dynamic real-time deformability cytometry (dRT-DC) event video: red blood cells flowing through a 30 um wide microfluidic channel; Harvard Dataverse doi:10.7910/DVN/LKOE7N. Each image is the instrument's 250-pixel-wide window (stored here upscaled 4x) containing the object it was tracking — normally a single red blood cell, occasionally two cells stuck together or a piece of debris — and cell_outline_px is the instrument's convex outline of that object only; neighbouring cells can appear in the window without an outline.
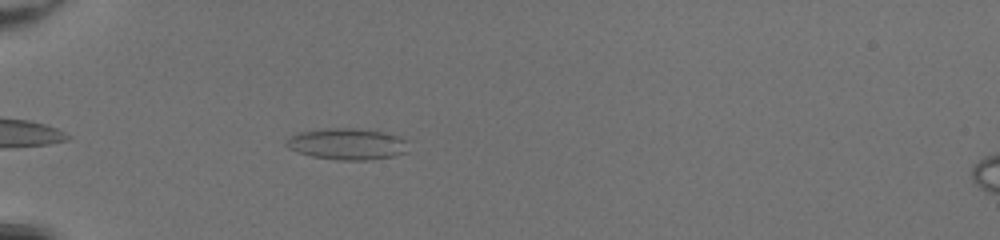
{"species": "common noctule bat (a hibernating species)", "species_latin": "Nyctalus noctula", "temperature_condition": "room temperature", "stored_images_in_passage": 35, "camera_frame_rate_fps": 3000, "um_per_image_px": 0.085, "animal": {"sex": "female", "body_mass_g": 20.0, "forearm_length_mm": 54.0}, "frame": {"image": 1, "passage_image": 2, "time_ms": 0.333, "image_size_px": [1000, 240], "cell_outline_px": [[408, 152], [392, 156], [368, 160], [340, 160], [312, 156], [288, 148], [284, 144], [292, 136], [300, 132], [324, 128], [356, 128], [380, 132], [400, 136], [408, 140]], "centroid_in_image_um": [29.56, 12.24], "position_along_channel_um": 55.4, "area_um2": 22.25}}
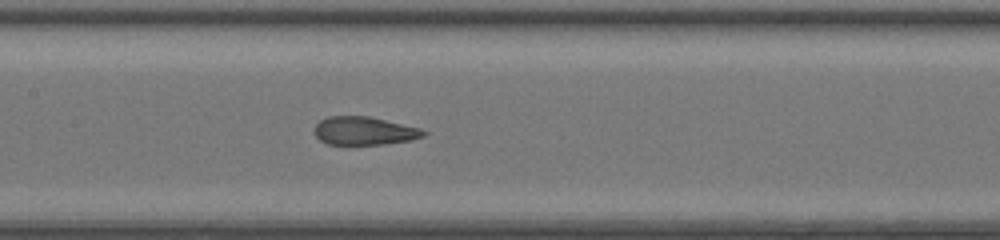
{"frame": {"image": 2, "passage_image": 12, "time_ms": 3.667, "image_size_px": [1000, 240], "cell_outline_px": [[428, 132], [424, 136], [412, 140], [384, 144], [328, 144], [320, 140], [316, 136], [316, 124], [320, 120], [328, 116], [368, 116], [420, 128]], "centroid_in_image_um": [30.98, 11.12], "position_along_channel_um": 176.4, "area_um2": 17.8}}
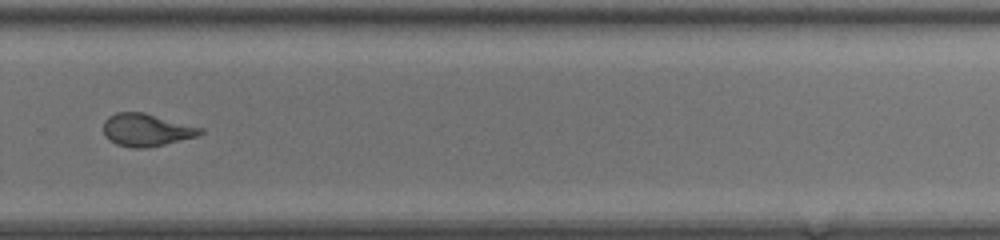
{"frame": {"image": 3, "passage_image": 22, "time_ms": 7.0, "image_size_px": [1000, 240], "cell_outline_px": [[204, 132], [196, 136], [164, 144], [144, 148], [132, 148], [116, 144], [108, 140], [104, 136], [104, 120], [108, 116], [116, 112], [144, 112], [204, 128]], "centroid_in_image_um": [12.42, 11.03], "position_along_channel_um": 317.4, "area_um2": 18.44}, "authors_computed_cell_mechanics": {"area_um2": 18.496, "velocity_mm_per_s": 4.2378, "shape_relaxation_time_tau1_ms": null, "shape_relaxation_time_tau2_ms": 0.7442, "deformation_change_tau1": null, "deformation_change_tau2": 0.0877}}